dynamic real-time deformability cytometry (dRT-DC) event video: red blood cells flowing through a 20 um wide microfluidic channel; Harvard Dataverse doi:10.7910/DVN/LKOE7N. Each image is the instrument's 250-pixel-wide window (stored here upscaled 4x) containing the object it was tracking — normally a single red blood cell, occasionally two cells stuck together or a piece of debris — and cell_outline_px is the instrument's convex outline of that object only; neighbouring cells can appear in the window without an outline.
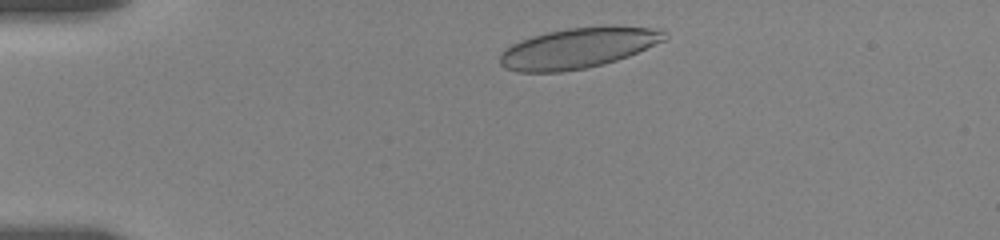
{"species": "human", "species_latin": "Homo sapiens", "temperature_condition": "room temperature", "stored_images_in_passage": 66, "camera_frame_rate_fps": 3000, "um_per_image_px": 0.085, "donor": {"sex": "female"}, "frame": {"image": 1, "passage_image": 4, "time_ms": 1.0, "image_size_px": [1000, 240], "cell_outline_px": [[668, 36], [664, 40], [628, 56], [604, 64], [584, 68], [560, 72], [516, 72], [504, 68], [500, 64], [500, 52], [512, 44], [520, 40], [532, 36], [548, 32], [568, 28], [608, 24], [612, 24], [664, 28], [668, 32]], "centroid_in_image_um": [49.19, 4.05], "position_along_channel_um": 35.8, "area_um2": 39.54}}
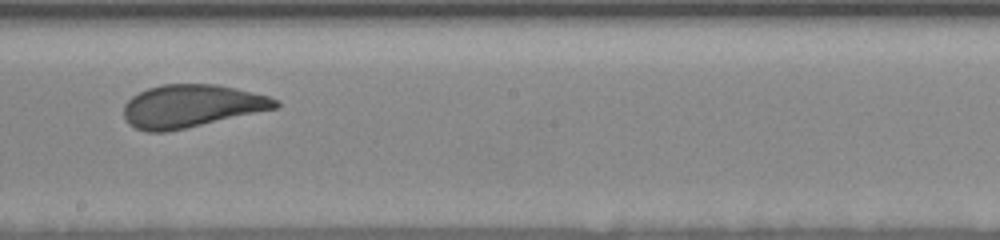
{"frame": {"image": 2, "passage_image": 40, "time_ms": 8.0, "image_size_px": [1000, 240], "cell_outline_px": [[280, 104], [276, 108], [168, 132], [148, 132], [136, 128], [128, 124], [124, 120], [124, 104], [132, 96], [148, 88], [160, 84], [216, 84], [236, 88], [268, 96], [280, 100]], "centroid_in_image_um": [16.24, 9.01], "position_along_channel_um": 232.0, "area_um2": 37.8}}
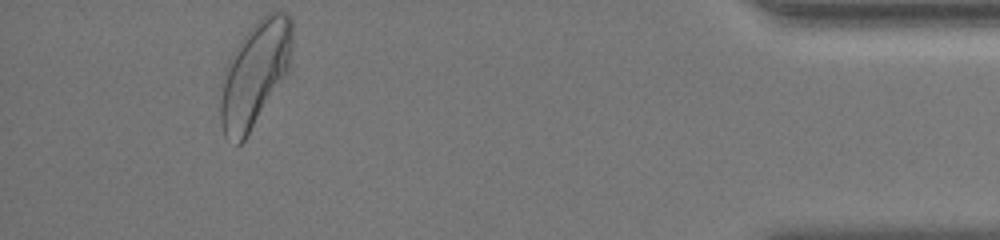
{"frame": {"image": 3, "passage_image": 66, "time_ms": 14.667, "image_size_px": [1000, 240], "cell_outline_px": [[292, 44], [288, 72], [244, 140], [240, 144], [236, 144], [224, 136], [220, 124], [220, 80], [224, 68], [232, 52], [248, 28], [256, 20], [268, 12], [284, 12], [292, 16]], "centroid_in_image_um": [21.63, 6.25], "position_along_channel_um": 413.6, "area_um2": 44.33}, "authors_computed_cell_mechanics": {"area_um2": 38.7838, "velocity_mm_per_s": 3.5119, "shape_relaxation_time_tau1_ms": 5.0672, "shape_relaxation_time_tau2_ms": 0.7543, "deformation_change_tau1": 0.1531, "deformation_change_tau2": 0.0809}}